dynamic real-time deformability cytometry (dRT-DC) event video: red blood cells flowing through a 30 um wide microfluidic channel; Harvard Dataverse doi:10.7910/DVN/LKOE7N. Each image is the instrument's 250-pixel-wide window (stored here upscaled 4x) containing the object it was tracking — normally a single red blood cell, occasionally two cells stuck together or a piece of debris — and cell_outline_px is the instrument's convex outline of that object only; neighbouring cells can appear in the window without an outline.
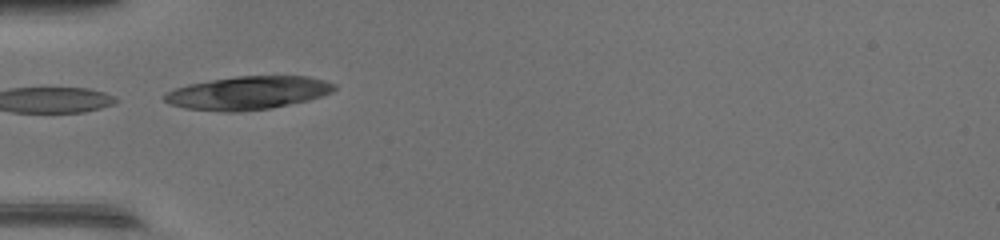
{"species": "common noctule bat (a hibernating species)", "species_latin": "Nyctalus noctula", "temperature_condition": "warm", "stored_images_in_passage": 4, "camera_frame_rate_fps": 3000, "um_per_image_px": 0.085, "animal": {"sex": "female", "body_mass_g": 17.0, "forearm_length_mm": 48.0}, "frame": {"image": 1, "passage_image": 1, "time_ms": 0.0, "image_size_px": [1000, 240], "cell_outline_px": [[336, 88], [332, 92], [308, 100], [272, 108], [240, 112], [224, 112], [184, 108], [168, 104], [164, 100], [164, 92], [188, 84], [236, 76], [308, 76], [324, 80], [336, 84]], "centroid_in_image_um": [21.05, 7.9], "position_along_channel_um": 63.9, "area_um2": 33.0}}